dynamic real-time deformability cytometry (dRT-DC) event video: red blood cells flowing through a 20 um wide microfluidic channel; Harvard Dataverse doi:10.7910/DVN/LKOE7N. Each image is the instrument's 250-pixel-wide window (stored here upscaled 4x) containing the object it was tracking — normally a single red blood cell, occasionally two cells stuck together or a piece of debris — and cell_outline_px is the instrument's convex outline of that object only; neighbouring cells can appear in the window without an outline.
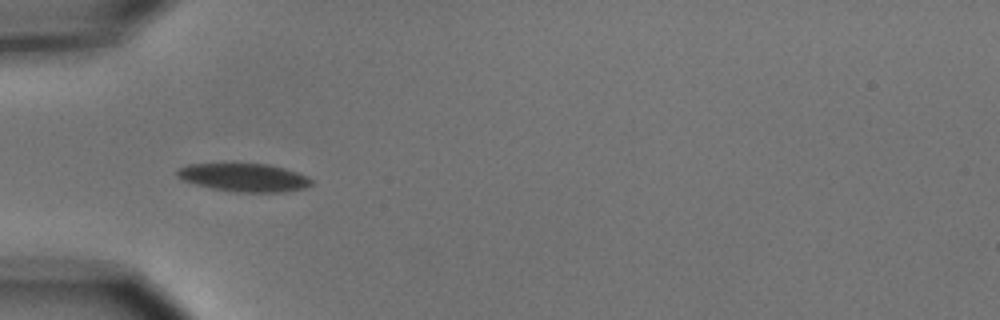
{"species": "common noctule bat (a hibernating species)", "species_latin": "Nyctalus noctula", "temperature_condition": "cold", "stored_images_in_passage": 8, "camera_frame_rate_fps": 3000, "um_per_image_px": 0.085, "animal": {"sex": "male", "body_mass_g": 15.6}, "frame": {"image": 1, "passage_image": 7, "time_ms": 8.0, "image_size_px": [1000, 320], "cell_outline_px": [[312, 184], [304, 188], [284, 192], [236, 192], [212, 188], [180, 180], [176, 176], [176, 168], [188, 164], [232, 160], [268, 164], [284, 168], [308, 176], [312, 180]], "centroid_in_image_um": [20.65, 15.02], "position_along_channel_um": 64.3, "area_um2": 23.24}}
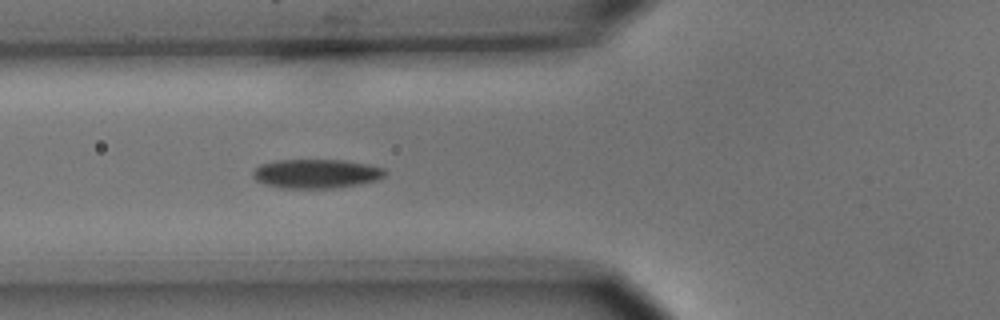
{"frame": {"image": 2, "passage_image": 8, "time_ms": 9.0, "image_size_px": [1000, 320], "cell_outline_px": [[388, 172], [384, 176], [376, 180], [356, 184], [332, 188], [280, 188], [264, 184], [256, 180], [252, 176], [252, 172], [260, 164], [280, 160], [344, 160], [368, 164], [384, 168]], "centroid_in_image_um": [26.87, 14.76], "position_along_channel_um": 98.9, "area_um2": 22.37}}